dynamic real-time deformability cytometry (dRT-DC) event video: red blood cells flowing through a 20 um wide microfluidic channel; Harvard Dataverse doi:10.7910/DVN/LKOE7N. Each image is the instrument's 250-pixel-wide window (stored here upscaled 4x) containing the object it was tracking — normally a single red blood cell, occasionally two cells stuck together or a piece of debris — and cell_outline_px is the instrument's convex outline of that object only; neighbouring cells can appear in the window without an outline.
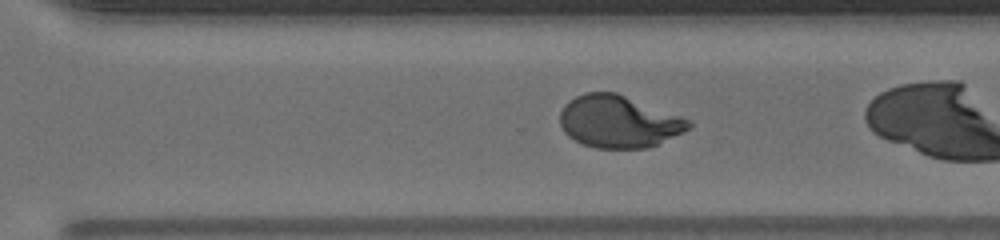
{"species": "human", "species_latin": "Homo sapiens", "temperature_condition": "warm", "stored_images_in_passage": 32, "camera_frame_rate_fps": 3000, "um_per_image_px": 0.085, "donor": {"sex": "male"}, "frame": {"image": 1, "passage_image": 28, "time_ms": 9.0, "image_size_px": [1000, 240], "cell_outline_px": [[692, 128], [684, 132], [648, 148], [596, 148], [584, 144], [568, 136], [564, 132], [560, 124], [560, 112], [564, 104], [576, 96], [584, 92], [616, 92], [680, 116], [688, 120], [692, 124]], "centroid_in_image_um": [52.57, 10.33], "position_along_channel_um": 318.0, "area_um2": 39.02}}
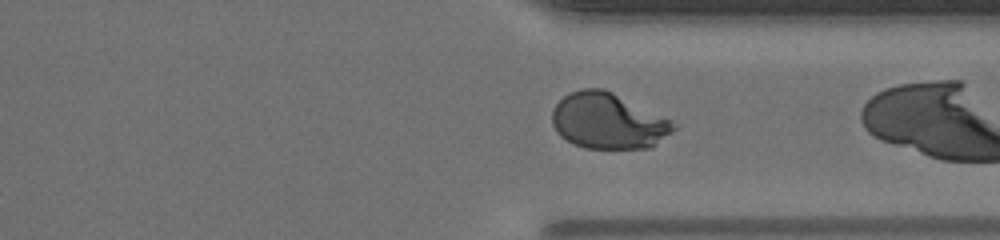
{"frame": {"image": 2, "passage_image": 31, "time_ms": 10.0, "image_size_px": [1000, 240], "cell_outline_px": [[680, 124], [672, 132], [648, 148], [584, 148], [572, 144], [560, 136], [552, 124], [552, 108], [564, 96], [580, 88], [604, 88], [672, 120]], "centroid_in_image_um": [51.68, 10.28], "position_along_channel_um": 359.7, "area_um2": 39.54}}